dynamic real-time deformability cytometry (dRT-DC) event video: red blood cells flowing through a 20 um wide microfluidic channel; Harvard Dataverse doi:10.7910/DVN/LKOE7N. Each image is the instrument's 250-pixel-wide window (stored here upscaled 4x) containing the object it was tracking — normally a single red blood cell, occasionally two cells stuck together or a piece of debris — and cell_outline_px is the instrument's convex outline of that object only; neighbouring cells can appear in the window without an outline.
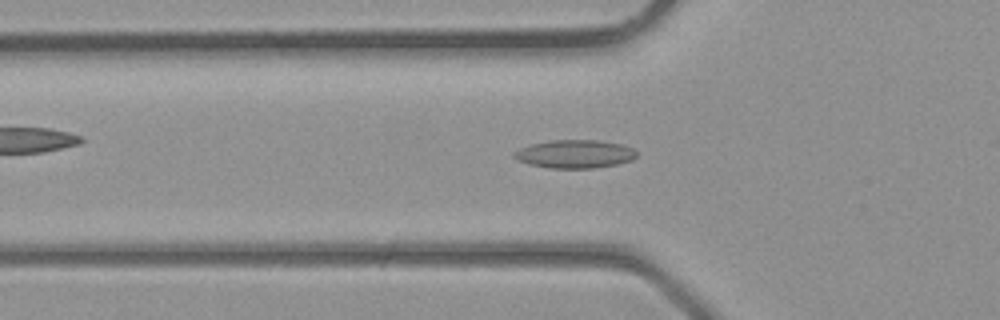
{"species": "common noctule bat (a hibernating species)", "species_latin": "Nyctalus noctula", "temperature_condition": "room temperature", "stored_images_in_passage": 23, "camera_frame_rate_fps": 3000, "um_per_image_px": 0.085, "animal": {"sex": "male", "body_mass_g": 23.1, "forearm_length_mm": 52.7}, "frame": {"image": 1, "passage_image": 3, "time_ms": 0.667, "image_size_px": [1000, 320], "cell_outline_px": [[636, 156], [632, 160], [616, 164], [592, 168], [548, 168], [528, 164], [512, 156], [512, 152], [528, 144], [548, 140], [600, 140], [624, 144], [632, 148], [636, 152]], "centroid_in_image_um": [48.83, 13.07], "position_along_channel_um": 77.0, "area_um2": 20.35}}
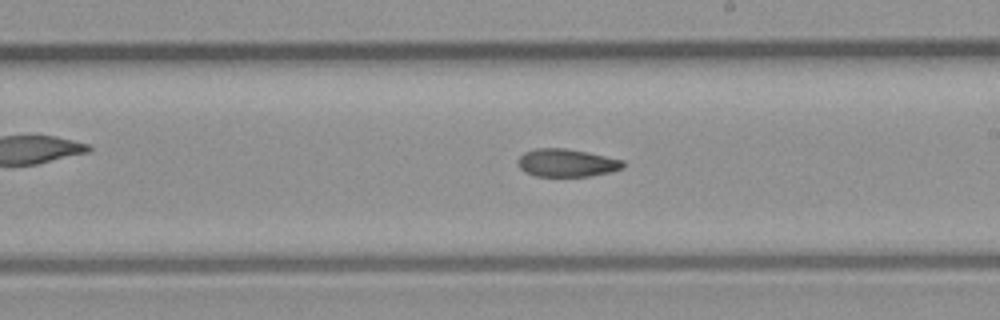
{"frame": {"image": 2, "passage_image": 12, "time_ms": 3.667, "image_size_px": [1000, 320], "cell_outline_px": [[624, 168], [612, 172], [588, 176], [536, 176], [524, 172], [520, 168], [516, 160], [524, 152], [536, 148], [564, 148], [588, 152], [624, 160]], "centroid_in_image_um": [48.17, 13.84], "position_along_channel_um": 240.8, "area_um2": 17.22}}
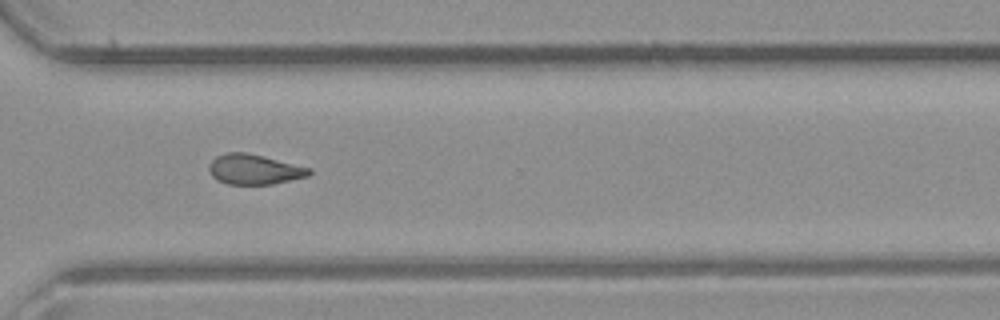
{"frame": {"image": 3, "passage_image": 18, "time_ms": 5.667, "image_size_px": [1000, 320], "cell_outline_px": [[312, 172], [308, 176], [272, 184], [228, 184], [212, 176], [208, 172], [208, 164], [216, 156], [228, 152], [248, 152], [312, 168]], "centroid_in_image_um": [21.61, 14.38], "position_along_channel_um": 349.0, "area_um2": 17.63}}